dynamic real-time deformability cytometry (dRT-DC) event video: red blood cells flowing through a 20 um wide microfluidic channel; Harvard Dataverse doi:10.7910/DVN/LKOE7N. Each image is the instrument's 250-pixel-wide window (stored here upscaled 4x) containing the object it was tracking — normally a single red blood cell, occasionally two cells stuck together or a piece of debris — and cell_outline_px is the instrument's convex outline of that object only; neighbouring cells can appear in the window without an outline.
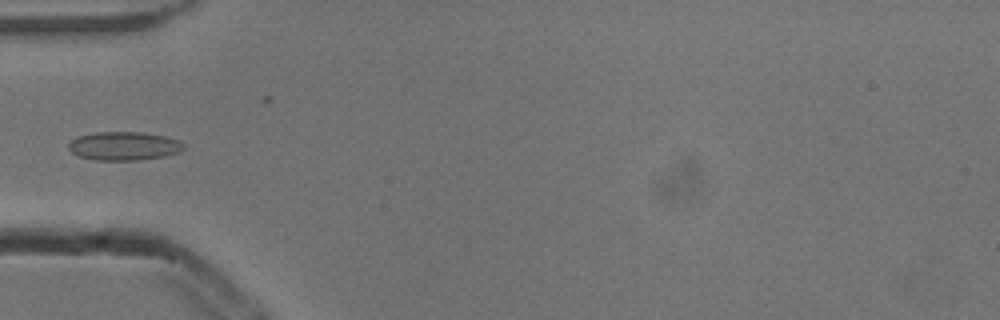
{"species": "common noctule bat (a hibernating species)", "species_latin": "Nyctalus noctula", "temperature_condition": "cold", "stored_images_in_passage": 6, "camera_frame_rate_fps": 3000, "um_per_image_px": 0.085, "animal": {"sex": "male", "body_mass_g": 13.3}, "frame": {"image": 1, "passage_image": 5, "time_ms": 1.333, "image_size_px": [1000, 320], "cell_outline_px": [[184, 148], [180, 152], [164, 156], [140, 160], [96, 160], [80, 156], [72, 152], [68, 148], [68, 144], [76, 136], [96, 132], [144, 132], [164, 136], [180, 140], [184, 144]], "centroid_in_image_um": [10.55, 12.4], "position_along_channel_um": 74.4, "area_um2": 19.25}}
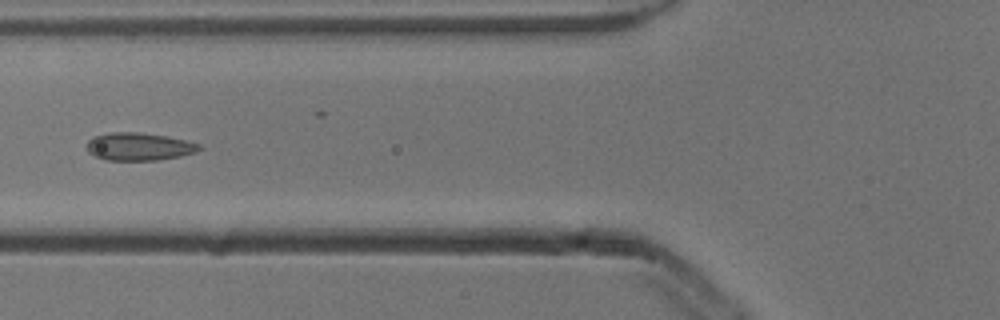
{"frame": {"image": 2, "passage_image": 6, "time_ms": 1.667, "image_size_px": [1000, 320], "cell_outline_px": [[200, 148], [196, 152], [180, 156], [160, 160], [104, 160], [88, 152], [88, 140], [96, 136], [112, 132], [140, 132], [164, 136], [184, 140], [200, 144]], "centroid_in_image_um": [11.81, 12.47], "position_along_channel_um": 114.0, "area_um2": 17.98}}